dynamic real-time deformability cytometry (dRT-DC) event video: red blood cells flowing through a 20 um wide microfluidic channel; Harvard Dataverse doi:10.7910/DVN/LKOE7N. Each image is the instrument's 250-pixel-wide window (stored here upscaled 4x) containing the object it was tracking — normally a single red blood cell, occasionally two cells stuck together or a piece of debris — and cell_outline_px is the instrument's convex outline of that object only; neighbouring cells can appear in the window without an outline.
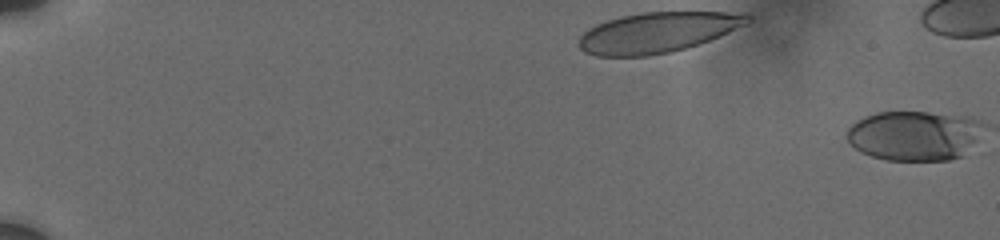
{"species": "human", "species_latin": "Homo sapiens", "temperature_condition": "cold", "stored_images_in_passage": 2, "camera_frame_rate_fps": 3000, "um_per_image_px": 0.085, "donor": {"sex": "male"}, "frame": {"image": 1, "passage_image": 1, "time_ms": 0.0, "image_size_px": [1000, 240], "cell_outline_px": [[752, 20], [720, 36], [684, 48], [668, 52], [648, 56], [596, 56], [584, 52], [580, 48], [580, 36], [588, 28], [596, 24], [620, 16], [640, 12], [748, 12], [752, 16]], "centroid_in_image_um": [55.89, 2.74], "position_along_channel_um": 29.1, "area_um2": 39.54}}